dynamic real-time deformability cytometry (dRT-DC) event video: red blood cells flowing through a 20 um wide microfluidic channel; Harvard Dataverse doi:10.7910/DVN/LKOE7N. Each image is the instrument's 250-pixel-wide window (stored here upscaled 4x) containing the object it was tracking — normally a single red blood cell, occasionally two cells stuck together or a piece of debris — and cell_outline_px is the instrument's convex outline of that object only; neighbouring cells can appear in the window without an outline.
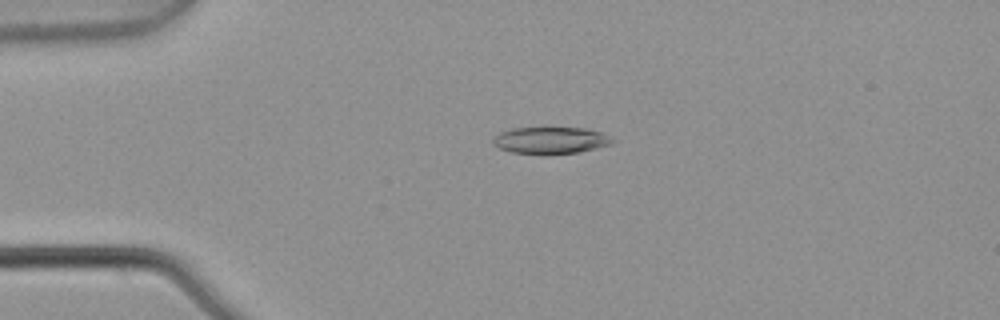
{"species": "common noctule bat (a hibernating species)", "species_latin": "Nyctalus noctula", "temperature_condition": "warm", "stored_images_in_passage": 5, "camera_frame_rate_fps": 3000, "um_per_image_px": 0.085, "animal": {"sex": "male", "body_mass_g": 21.5, "forearm_length_mm": 52.0}, "frame": {"image": 1, "passage_image": 4, "time_ms": 1.0, "image_size_px": [1000, 320], "cell_outline_px": [[616, 140], [612, 144], [580, 152], [512, 152], [500, 148], [492, 144], [492, 140], [500, 132], [512, 128], [584, 128], [600, 132]], "centroid_in_image_um": [46.82, 11.9], "position_along_channel_um": 38.2, "area_um2": 17.98}}